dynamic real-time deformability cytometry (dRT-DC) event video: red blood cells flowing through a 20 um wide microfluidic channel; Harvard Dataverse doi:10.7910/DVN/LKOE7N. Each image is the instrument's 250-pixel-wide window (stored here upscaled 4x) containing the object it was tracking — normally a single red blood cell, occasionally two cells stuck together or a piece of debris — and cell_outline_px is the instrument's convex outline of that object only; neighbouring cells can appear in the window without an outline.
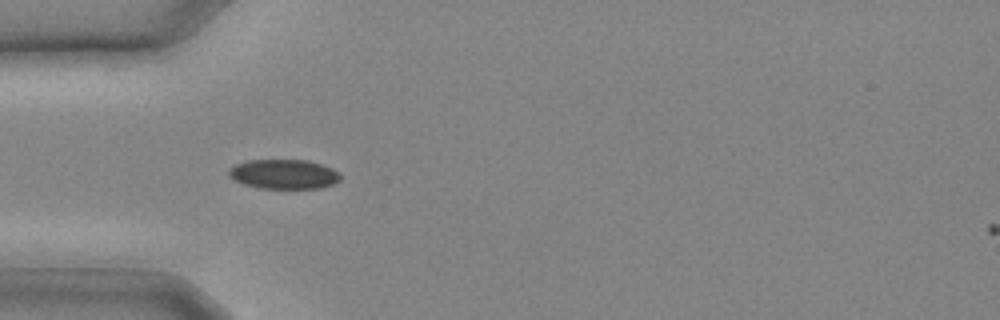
{"species": "common noctule bat (a hibernating species)", "species_latin": "Nyctalus noctula", "temperature_condition": "cold", "stored_images_in_passage": 6, "camera_frame_rate_fps": 3000, "um_per_image_px": 0.085, "animal": {"sex": "male", "body_mass_g": 20.4}, "frame": {"image": 1, "passage_image": 1, "time_ms": 0.0, "image_size_px": [1000, 320], "cell_outline_px": [[340, 180], [332, 184], [320, 188], [260, 188], [244, 184], [228, 176], [228, 168], [236, 164], [248, 160], [308, 160], [332, 168], [340, 176]], "centroid_in_image_um": [24.09, 14.8], "position_along_channel_um": 60.9, "area_um2": 19.07}}
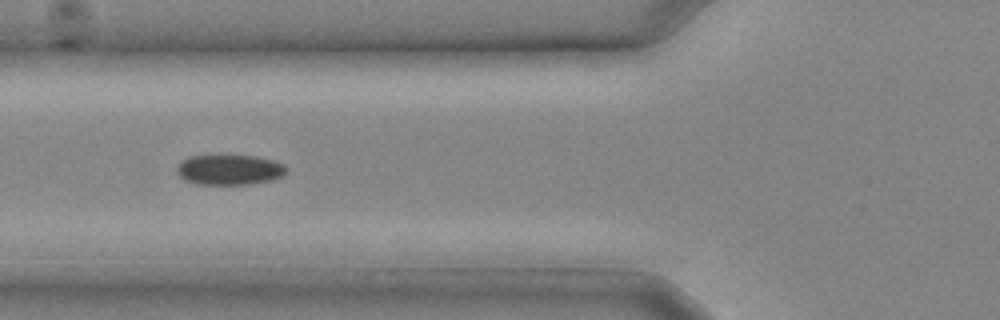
{"frame": {"image": 2, "passage_image": 3, "time_ms": 0.667, "image_size_px": [1000, 320], "cell_outline_px": [[288, 172], [284, 176], [272, 180], [252, 184], [200, 184], [184, 180], [176, 172], [176, 168], [184, 160], [192, 156], [256, 156], [272, 160], [284, 164], [288, 168]], "centroid_in_image_um": [19.57, 14.44], "position_along_channel_um": 106.2, "area_um2": 19.25}}
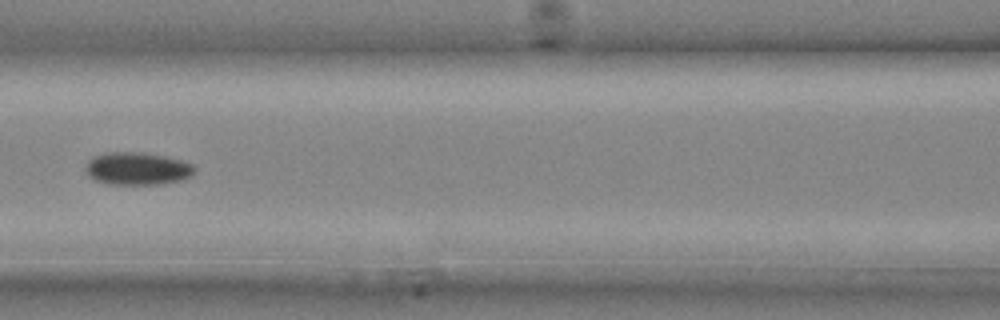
{"frame": {"image": 3, "passage_image": 5, "time_ms": 1.333, "image_size_px": [1000, 320], "cell_outline_px": [[196, 172], [192, 176], [180, 180], [156, 184], [108, 184], [96, 180], [88, 176], [84, 172], [84, 168], [88, 160], [92, 156], [104, 152], [144, 152], [164, 156], [180, 160], [192, 164], [196, 168]], "centroid_in_image_um": [11.63, 14.32], "position_along_channel_um": 155.0, "area_um2": 20.98}}